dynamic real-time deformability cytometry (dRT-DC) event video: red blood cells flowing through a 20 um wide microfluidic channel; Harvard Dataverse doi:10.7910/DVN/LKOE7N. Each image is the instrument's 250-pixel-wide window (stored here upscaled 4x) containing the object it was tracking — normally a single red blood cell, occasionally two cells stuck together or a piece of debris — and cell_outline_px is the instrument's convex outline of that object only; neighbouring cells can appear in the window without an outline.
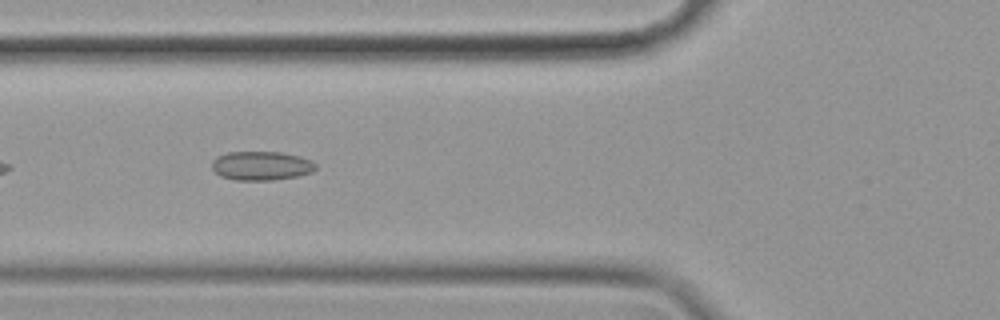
{"species": "common noctule bat (a hibernating species)", "species_latin": "Nyctalus noctula", "temperature_condition": "cold", "stored_images_in_passage": 43, "camera_frame_rate_fps": 3000, "um_per_image_px": 0.085, "animal": {"sex": "female", "body_mass_g": 19.9}, "frame": {"image": 1, "passage_image": 7, "time_ms": 2.0, "image_size_px": [1000, 320], "cell_outline_px": [[316, 168], [312, 172], [296, 176], [272, 180], [236, 180], [220, 176], [212, 168], [212, 160], [216, 156], [228, 152], [280, 152], [300, 156], [312, 160], [316, 164]], "centroid_in_image_um": [22.21, 14.08], "position_along_channel_um": 103.6, "area_um2": 17.57}}
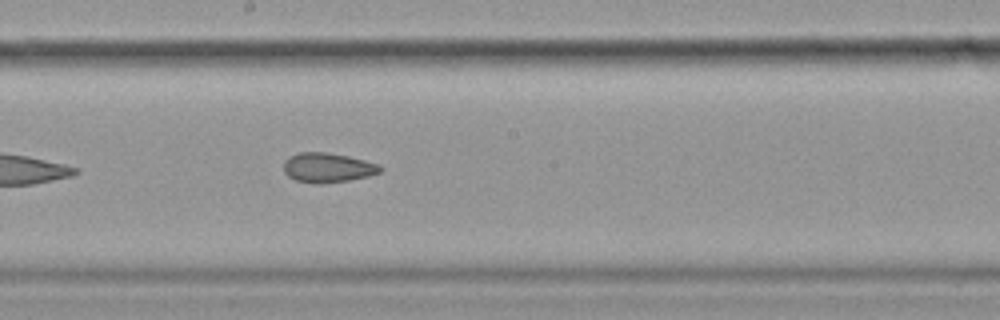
{"frame": {"image": 2, "passage_image": 17, "time_ms": 5.333, "image_size_px": [1000, 320], "cell_outline_px": [[384, 168], [380, 172], [368, 176], [348, 180], [320, 184], [316, 184], [296, 180], [288, 176], [284, 172], [284, 160], [288, 156], [300, 152], [324, 152], [348, 156], [380, 164]], "centroid_in_image_um": [27.85, 14.24], "position_along_channel_um": 220.4, "area_um2": 16.7}}
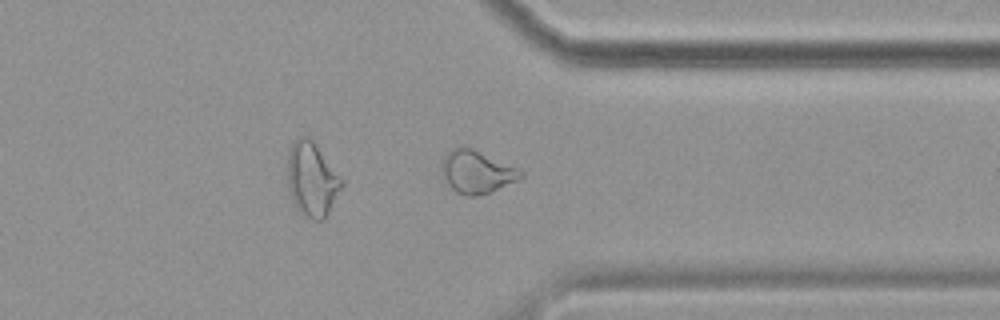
{"frame": {"image": 3, "passage_image": 30, "time_ms": 9.667, "image_size_px": [1000, 320], "cell_outline_px": [[524, 176], [520, 180], [492, 192], [472, 196], [464, 196], [456, 192], [448, 184], [440, 168], [444, 156], [456, 144], [460, 144], [472, 148], [516, 168], [524, 172]], "centroid_in_image_um": [40.51, 14.6], "position_along_channel_um": 370.9, "area_um2": 19.83}, "authors_computed_cell_mechanics": {"area_um2": 17.6868, "velocity_mm_per_s": 3.5023, "shape_relaxation_time_tau1_ms": null, "shape_relaxation_time_tau2_ms": 3.3527, "deformation_change_tau1": null, "deformation_change_tau2": 0.0857}}